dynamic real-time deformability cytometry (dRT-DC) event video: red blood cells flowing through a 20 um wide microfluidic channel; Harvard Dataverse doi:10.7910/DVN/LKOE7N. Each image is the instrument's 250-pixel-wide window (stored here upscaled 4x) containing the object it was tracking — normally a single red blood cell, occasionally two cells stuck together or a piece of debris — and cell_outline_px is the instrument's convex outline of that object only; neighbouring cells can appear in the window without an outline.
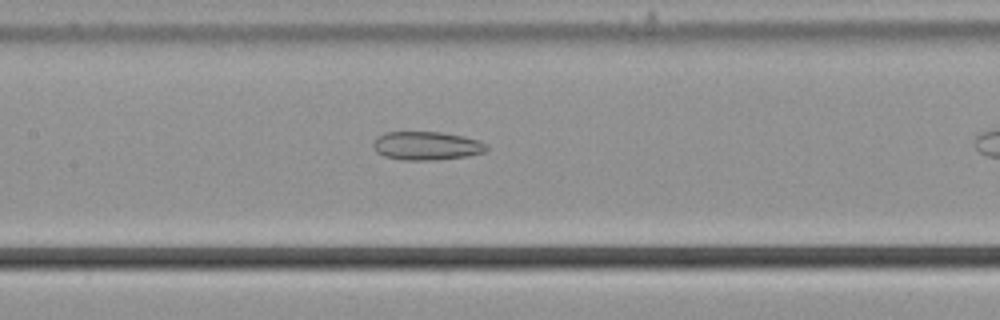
{"species": "common noctule bat (a hibernating species)", "species_latin": "Nyctalus noctula", "temperature_condition": "cold", "stored_images_in_passage": 30, "camera_frame_rate_fps": 3000, "um_per_image_px": 0.085, "animal": {"sex": "male", "body_mass_g": 21.5, "forearm_length_mm": 52.0}, "frame": {"image": 1, "passage_image": 22, "time_ms": 7.0, "image_size_px": [1000, 320], "cell_outline_px": [[488, 148], [484, 152], [468, 156], [436, 160], [400, 160], [384, 156], [376, 152], [372, 144], [372, 140], [376, 136], [384, 132], [440, 132], [464, 136], [480, 140], [488, 144]], "centroid_in_image_um": [36.24, 12.39], "position_along_channel_um": 171.2, "area_um2": 19.19}}